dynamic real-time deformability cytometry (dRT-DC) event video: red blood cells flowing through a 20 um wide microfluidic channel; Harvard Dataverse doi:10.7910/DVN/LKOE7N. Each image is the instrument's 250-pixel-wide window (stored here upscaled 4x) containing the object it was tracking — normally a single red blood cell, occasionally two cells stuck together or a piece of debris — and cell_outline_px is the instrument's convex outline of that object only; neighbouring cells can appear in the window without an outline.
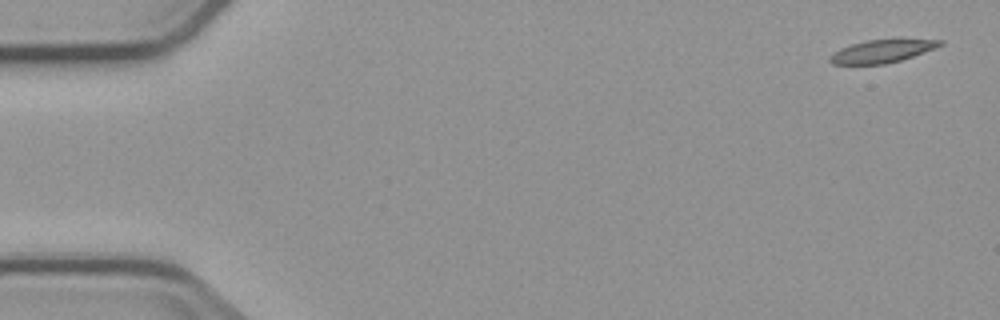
{"species": "common noctule bat (a hibernating species)", "species_latin": "Nyctalus noctula", "temperature_condition": "cold", "stored_images_in_passage": 5, "camera_frame_rate_fps": 3000, "um_per_image_px": 0.085, "animal": {"sex": "male", "body_mass_g": 23.1, "forearm_length_mm": 52.7}, "frame": {"image": 1, "passage_image": 1, "time_ms": 0.0, "image_size_px": [1000, 320], "cell_outline_px": [[944, 44], [936, 48], [900, 60], [884, 64], [832, 64], [828, 60], [828, 56], [840, 48], [852, 44], [868, 40], [944, 40]], "centroid_in_image_um": [74.93, 4.36], "position_along_channel_um": 10.1, "area_um2": 14.39}}